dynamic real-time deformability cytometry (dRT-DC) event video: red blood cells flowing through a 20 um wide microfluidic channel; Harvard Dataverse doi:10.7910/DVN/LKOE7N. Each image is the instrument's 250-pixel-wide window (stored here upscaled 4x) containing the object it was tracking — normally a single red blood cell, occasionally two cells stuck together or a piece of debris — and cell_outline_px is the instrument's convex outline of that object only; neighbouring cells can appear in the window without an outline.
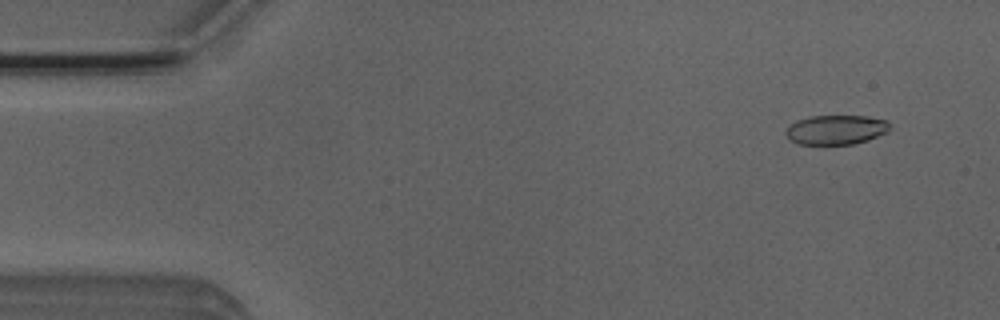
{"species": "Egyptian fruit bat (a non-hibernating species)", "species_latin": "Rousettus aegyptiacus", "temperature_condition": "room temperature", "stored_images_in_passage": 51, "camera_frame_rate_fps": 3000, "um_per_image_px": 0.085, "animal": {"sex": "male"}, "frame": {"image": 1, "passage_image": 4, "time_ms": 1.0, "image_size_px": [1000, 320], "cell_outline_px": [[892, 128], [888, 132], [868, 140], [852, 144], [796, 144], [788, 140], [784, 132], [796, 120], [808, 116], [868, 116], [888, 120], [892, 124]], "centroid_in_image_um": [71.09, 11.02], "position_along_channel_um": 13.9, "area_um2": 18.21}}
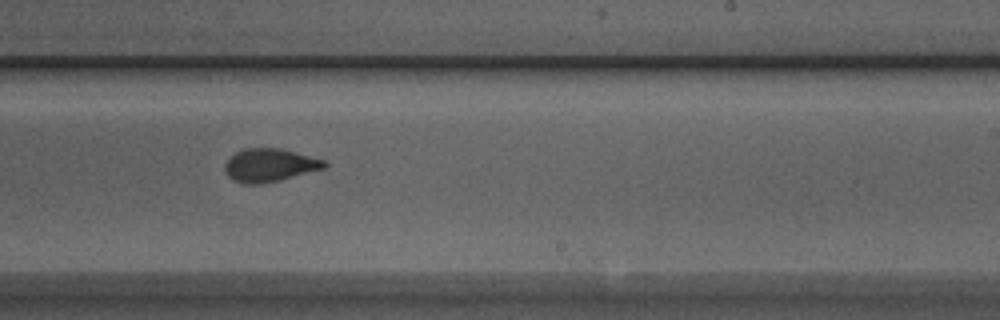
{"frame": {"image": 2, "passage_image": 31, "time_ms": 10.0, "image_size_px": [1000, 320], "cell_outline_px": [[328, 164], [324, 168], [280, 180], [260, 184], [240, 184], [232, 180], [224, 172], [224, 164], [236, 152], [244, 148], [280, 148], [324, 160]], "centroid_in_image_um": [22.87, 14.05], "position_along_channel_um": 266.1, "area_um2": 19.19}}
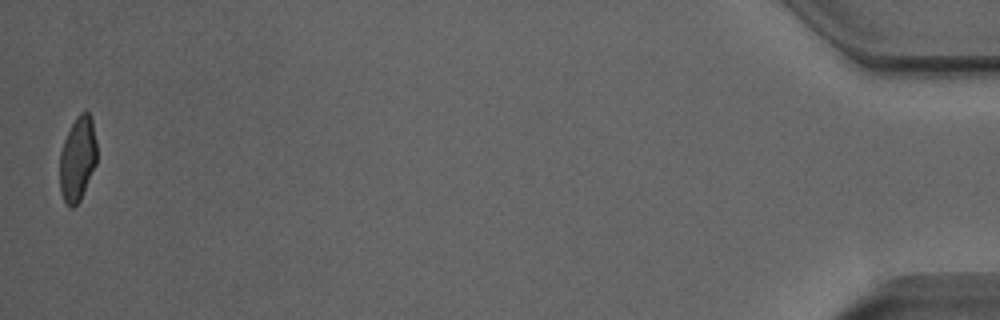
{"frame": {"image": 3, "passage_image": 51, "time_ms": 16.667, "image_size_px": [1000, 320], "cell_outline_px": [[96, 164], [80, 200], [72, 208], [68, 208], [60, 192], [60, 152], [64, 140], [76, 116], [80, 112], [88, 112], [92, 116], [96, 140]], "centroid_in_image_um": [6.59, 13.5], "position_along_channel_um": 428.6, "area_um2": 18.32}, "authors_computed_cell_mechanics": {"area_um2": 19.363, "velocity_mm_per_s": 3.9655, "shape_relaxation_time_tau1_ms": 5.2877, "shape_relaxation_time_tau2_ms": 1.0108, "deformation_change_tau1": 0.1757, "deformation_change_tau2": 0.0595}}